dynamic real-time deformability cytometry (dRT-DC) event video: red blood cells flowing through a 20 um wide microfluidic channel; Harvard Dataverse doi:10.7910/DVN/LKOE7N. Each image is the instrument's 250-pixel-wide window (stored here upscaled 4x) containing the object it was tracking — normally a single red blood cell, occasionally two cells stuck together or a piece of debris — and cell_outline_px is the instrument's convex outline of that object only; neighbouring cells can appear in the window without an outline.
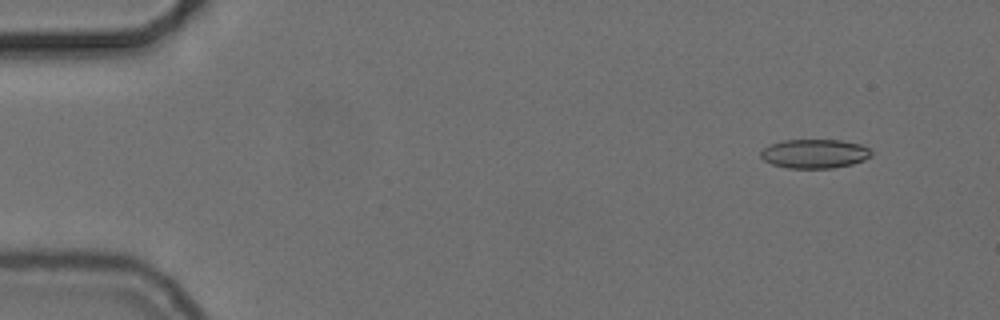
{"species": "common noctule bat (a hibernating species)", "species_latin": "Nyctalus noctula", "temperature_condition": "cold", "stored_images_in_passage": 51, "camera_frame_rate_fps": 3000, "um_per_image_px": 0.085, "animal": {"sex": "female", "body_mass_g": 24.6, "forearm_length_mm": 56.2}, "frame": {"image": 1, "passage_image": 1, "time_ms": 0.0, "image_size_px": [1000, 320], "cell_outline_px": [[872, 156], [864, 160], [852, 164], [832, 168], [788, 168], [772, 164], [764, 160], [760, 156], [760, 152], [764, 148], [772, 144], [784, 140], [840, 140], [860, 144], [868, 148], [872, 152]], "centroid_in_image_um": [69.25, 13.07], "position_along_channel_um": 15.7, "area_um2": 18.67}}
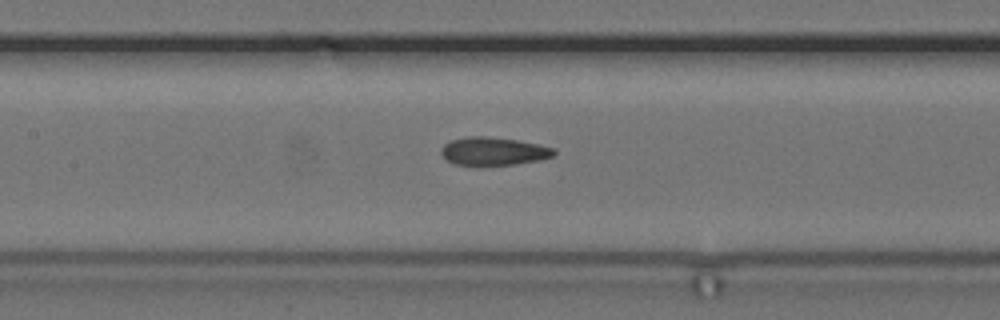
{"frame": {"image": 2, "passage_image": 22, "time_ms": 7.0, "image_size_px": [1000, 320], "cell_outline_px": [[556, 152], [552, 156], [540, 160], [516, 164], [480, 168], [456, 164], [448, 160], [440, 152], [440, 148], [444, 144], [452, 140], [468, 136], [484, 136], [516, 140], [540, 144], [556, 148]], "centroid_in_image_um": [41.95, 12.89], "position_along_channel_um": 165.5, "area_um2": 19.07}}
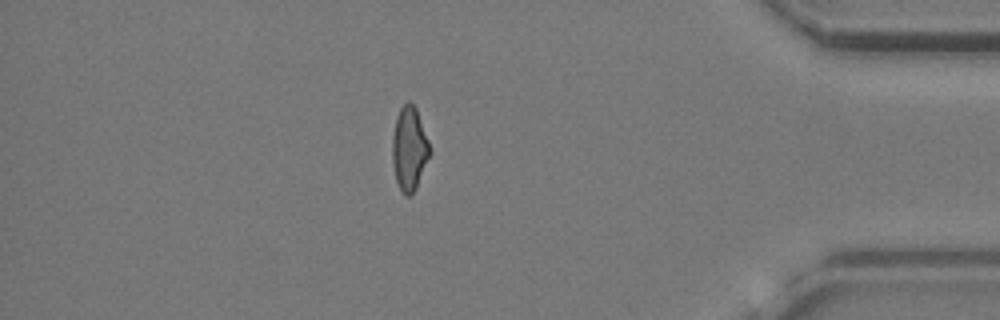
{"frame": {"image": 3, "passage_image": 44, "time_ms": 14.333, "image_size_px": [1000, 320], "cell_outline_px": [[432, 152], [416, 188], [412, 196], [404, 196], [400, 192], [396, 180], [392, 164], [392, 140], [396, 116], [400, 108], [408, 100], [416, 108], [428, 140]], "centroid_in_image_um": [34.79, 12.68], "position_along_channel_um": 400.4, "area_um2": 18.55}, "authors_computed_cell_mechanics": {"area_um2": 18.7272, "velocity_mm_per_s": 3.7294, "shape_relaxation_time_tau1_ms": 5.3496, "shape_relaxation_time_tau2_ms": 2.385, "deformation_change_tau1": 0.1629, "deformation_change_tau2": 0.108}}